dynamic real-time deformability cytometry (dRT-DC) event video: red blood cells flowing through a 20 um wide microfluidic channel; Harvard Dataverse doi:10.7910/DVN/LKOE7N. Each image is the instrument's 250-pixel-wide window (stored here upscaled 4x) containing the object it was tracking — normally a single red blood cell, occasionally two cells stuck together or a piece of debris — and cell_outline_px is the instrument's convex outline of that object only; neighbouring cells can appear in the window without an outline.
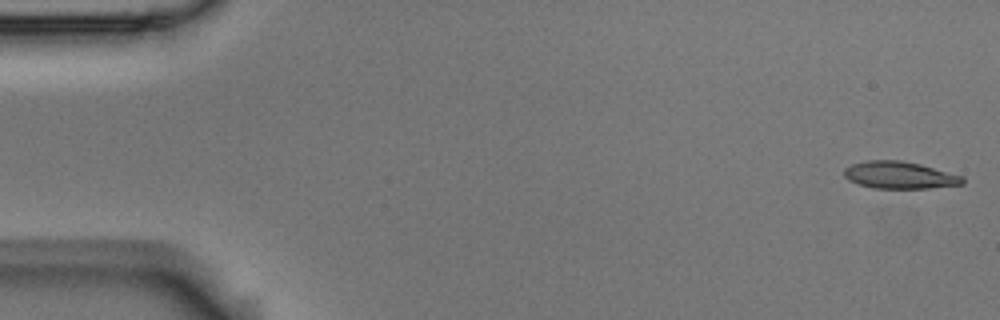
{"species": "Egyptian fruit bat (a non-hibernating species)", "species_latin": "Rousettus aegyptiacus", "temperature_condition": "room temperature", "stored_images_in_passage": 54, "camera_frame_rate_fps": 3000, "um_per_image_px": 0.085, "animal": {"sex": "male"}, "frame": {"image": 1, "passage_image": 1, "time_ms": 0.0, "image_size_px": [1000, 320], "cell_outline_px": [[964, 184], [928, 188], [872, 188], [848, 180], [844, 176], [844, 168], [852, 164], [868, 160], [900, 160], [920, 164], [964, 176]], "centroid_in_image_um": [76.47, 14.88], "position_along_channel_um": 8.5, "area_um2": 18.73}}
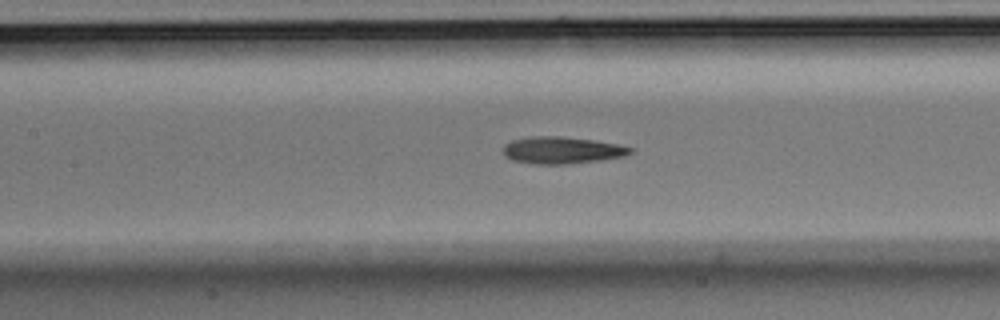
{"frame": {"image": 2, "passage_image": 24, "time_ms": 7.667, "image_size_px": [1000, 320], "cell_outline_px": [[636, 148], [632, 152], [624, 156], [600, 160], [564, 164], [532, 164], [512, 160], [504, 156], [504, 144], [512, 140], [532, 136], [560, 136], [592, 140], [620, 144]], "centroid_in_image_um": [47.77, 12.76], "position_along_channel_um": 159.6, "area_um2": 20.06}}
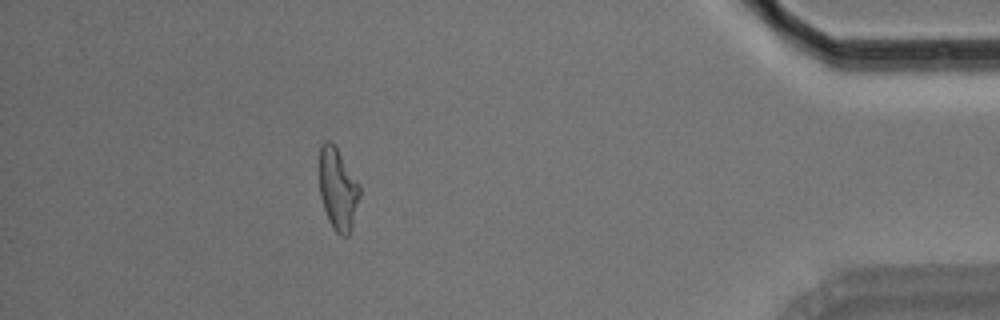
{"frame": {"image": 3, "passage_image": 48, "time_ms": 15.667, "image_size_px": [1000, 320], "cell_outline_px": [[360, 196], [352, 224], [348, 236], [340, 236], [332, 228], [328, 220], [320, 196], [320, 144], [324, 140], [328, 140], [336, 148], [360, 184]], "centroid_in_image_um": [28.72, 16.09], "position_along_channel_um": 406.5, "area_um2": 19.07}, "authors_computed_cell_mechanics": {"area_um2": 19.4497, "velocity_mm_per_s": 3.7109, "shape_relaxation_time_tau1_ms": 4.2565, "shape_relaxation_time_tau2_ms": 4.2465, "deformation_change_tau1": 0.2251, "deformation_change_tau2": 0.1654}}